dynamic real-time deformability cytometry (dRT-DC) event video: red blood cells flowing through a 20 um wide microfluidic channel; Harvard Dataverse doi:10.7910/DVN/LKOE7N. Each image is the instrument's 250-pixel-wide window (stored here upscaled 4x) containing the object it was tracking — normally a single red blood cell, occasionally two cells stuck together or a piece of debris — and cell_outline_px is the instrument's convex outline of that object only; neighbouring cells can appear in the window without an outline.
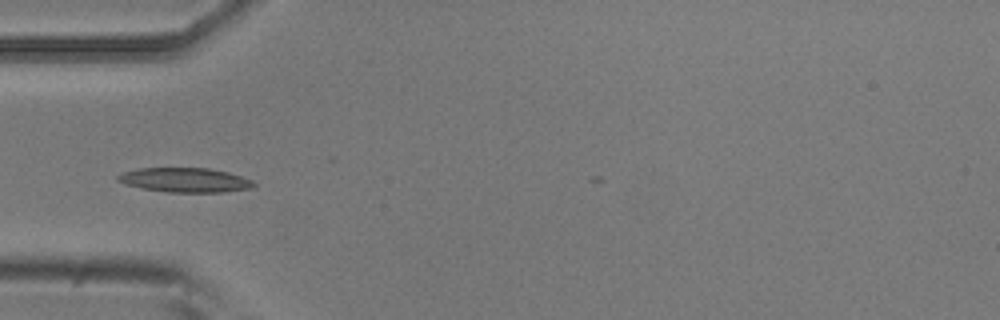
{"species": "common noctule bat (a hibernating species)", "species_latin": "Nyctalus noctula", "temperature_condition": "room temperature", "stored_images_in_passage": 5, "camera_frame_rate_fps": 3000, "um_per_image_px": 0.085, "animal": {"sex": "male", "body_mass_g": 20.5, "forearm_length_mm": 52.5}, "frame": {"image": 1, "passage_image": 4, "time_ms": 4.333, "image_size_px": [1000, 320], "cell_outline_px": [[256, 184], [252, 188], [224, 192], [168, 192], [140, 188], [124, 184], [116, 180], [116, 176], [124, 172], [136, 168], [208, 168], [228, 172], [252, 180]], "centroid_in_image_um": [15.7, 15.3], "position_along_channel_um": 69.3, "area_um2": 19.42}}